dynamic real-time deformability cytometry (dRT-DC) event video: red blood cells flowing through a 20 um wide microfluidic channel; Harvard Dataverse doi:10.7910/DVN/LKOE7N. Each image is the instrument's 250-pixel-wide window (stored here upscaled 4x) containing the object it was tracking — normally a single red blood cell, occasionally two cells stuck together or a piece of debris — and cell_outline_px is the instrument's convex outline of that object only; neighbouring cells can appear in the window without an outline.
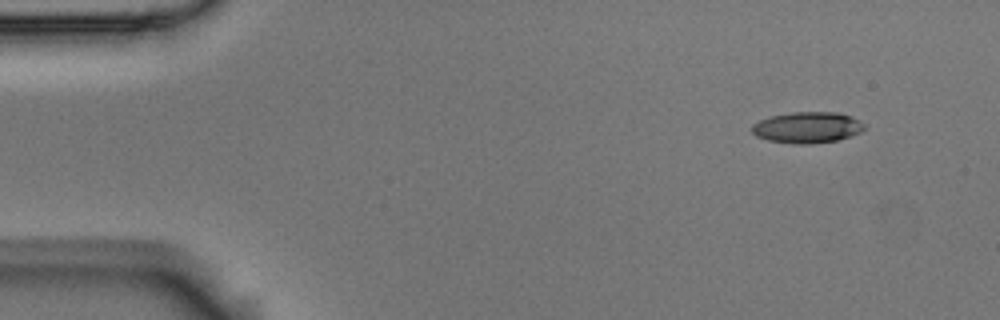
{"species": "Egyptian fruit bat (a non-hibernating species)", "species_latin": "Rousettus aegyptiacus", "temperature_condition": "room temperature", "stored_images_in_passage": 5, "camera_frame_rate_fps": 3000, "um_per_image_px": 0.085, "animal": {"sex": "male"}, "frame": {"image": 1, "passage_image": 1, "time_ms": 0.0, "image_size_px": [1000, 320], "cell_outline_px": [[864, 128], [860, 132], [836, 140], [808, 144], [796, 144], [768, 140], [756, 136], [752, 132], [752, 124], [760, 120], [772, 116], [792, 112], [836, 112], [852, 116], [860, 120], [864, 124]], "centroid_in_image_um": [68.61, 10.82], "position_along_channel_um": 16.4, "area_um2": 20.23}}
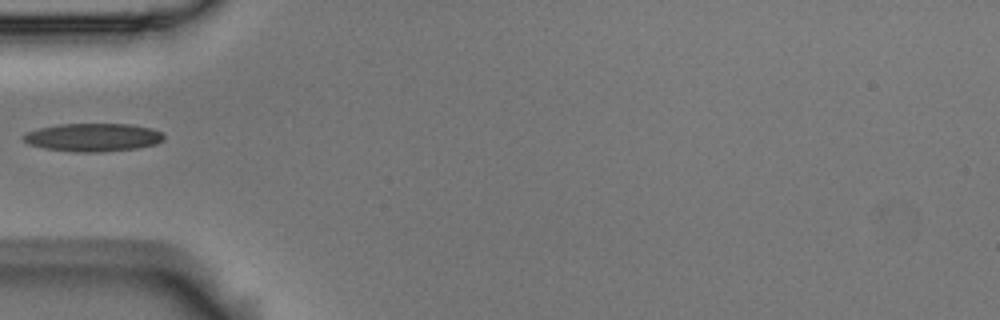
{"frame": {"image": 2, "passage_image": 4, "time_ms": 1.0, "image_size_px": [1000, 320], "cell_outline_px": [[164, 140], [156, 144], [136, 148], [100, 152], [72, 152], [44, 148], [28, 144], [20, 136], [28, 132], [40, 128], [60, 124], [128, 124], [152, 128], [160, 132], [164, 136]], "centroid_in_image_um": [7.9, 11.68], "position_along_channel_um": 77.1, "area_um2": 23.0}}
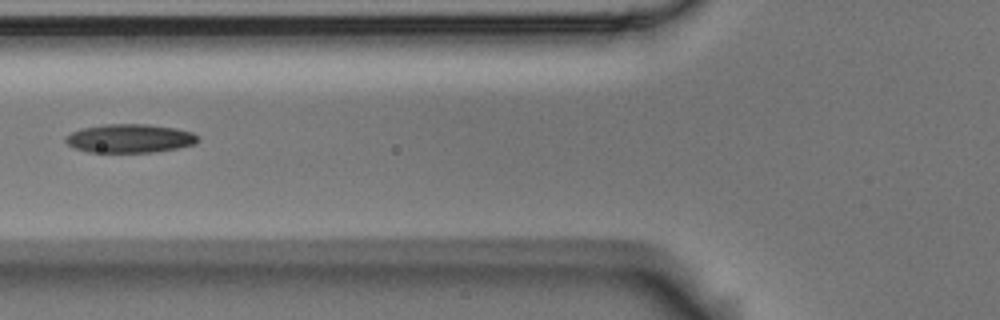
{"frame": {"image": 3, "passage_image": 5, "time_ms": 1.333, "image_size_px": [1000, 320], "cell_outline_px": [[196, 140], [192, 144], [176, 148], [152, 152], [88, 152], [76, 148], [68, 144], [64, 140], [64, 136], [80, 128], [104, 124], [148, 124], [176, 128], [192, 132], [196, 136]], "centroid_in_image_um": [10.96, 11.75], "position_along_channel_um": 114.8, "area_um2": 21.91}}